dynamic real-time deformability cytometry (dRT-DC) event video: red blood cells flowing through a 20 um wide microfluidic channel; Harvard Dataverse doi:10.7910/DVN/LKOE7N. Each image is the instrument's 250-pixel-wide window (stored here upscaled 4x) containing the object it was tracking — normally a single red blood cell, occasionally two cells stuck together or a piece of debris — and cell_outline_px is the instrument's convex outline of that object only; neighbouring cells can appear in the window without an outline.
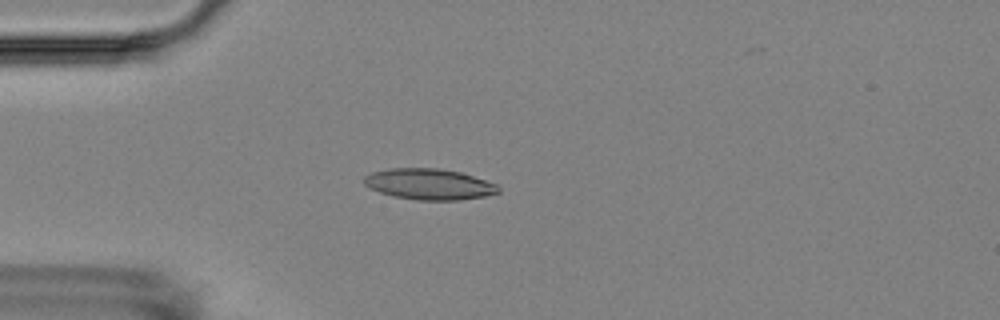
{"species": "Egyptian fruit bat (a non-hibernating species)", "species_latin": "Rousettus aegyptiacus", "temperature_condition": "room temperature", "stored_images_in_passage": 3, "camera_frame_rate_fps": 3000, "um_per_image_px": 0.085, "animal": {"sex": "female"}, "frame": {"image": 1, "passage_image": 3, "time_ms": 3.333, "image_size_px": [1000, 320], "cell_outline_px": [[500, 192], [484, 196], [460, 200], [416, 200], [392, 196], [380, 192], [364, 184], [364, 176], [372, 172], [392, 168], [440, 168], [464, 172], [496, 184], [500, 188]], "centroid_in_image_um": [36.51, 15.65], "position_along_channel_um": 48.5, "area_um2": 24.33}}